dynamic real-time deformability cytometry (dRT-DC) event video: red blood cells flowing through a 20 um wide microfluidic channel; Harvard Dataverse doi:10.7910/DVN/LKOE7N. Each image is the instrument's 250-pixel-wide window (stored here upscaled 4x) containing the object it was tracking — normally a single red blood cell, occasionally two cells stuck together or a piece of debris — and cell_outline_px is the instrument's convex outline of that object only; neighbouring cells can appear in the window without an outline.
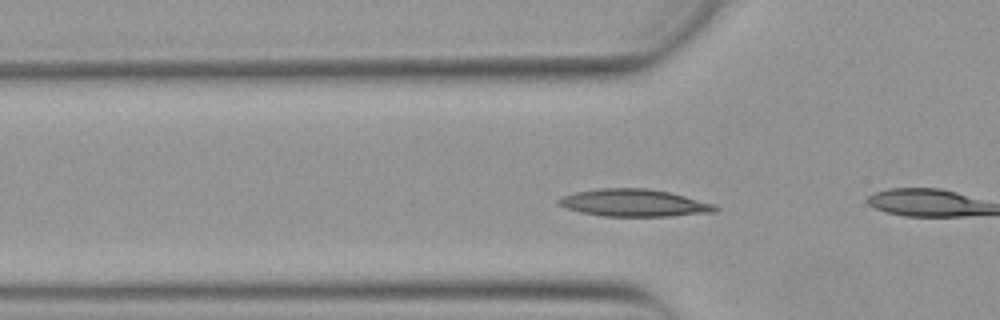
{"species": "Egyptian fruit bat (a non-hibernating species)", "species_latin": "Rousettus aegyptiacus", "temperature_condition": "warm", "stored_images_in_passage": 42, "camera_frame_rate_fps": 3000, "um_per_image_px": 0.085, "animal": {"sex": "female"}, "frame": {"image": 1, "passage_image": 11, "time_ms": 3.333, "image_size_px": [1000, 320], "cell_outline_px": [[720, 208], [716, 212], [668, 216], [604, 216], [580, 212], [556, 204], [556, 200], [564, 196], [576, 192], [596, 188], [648, 188], [668, 192], [684, 196], [712, 204]], "centroid_in_image_um": [53.86, 17.24], "position_along_channel_um": 71.9, "area_um2": 24.74}}
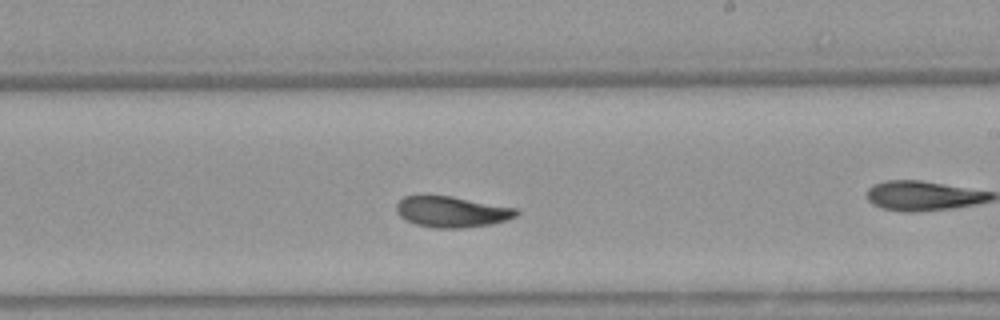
{"frame": {"image": 2, "passage_image": 25, "time_ms": 8.0, "image_size_px": [1000, 320], "cell_outline_px": [[520, 212], [516, 216], [492, 224], [464, 228], [436, 228], [416, 224], [400, 216], [396, 212], [396, 204], [404, 196], [452, 196], [516, 208]], "centroid_in_image_um": [38.41, 18.0], "position_along_channel_um": 250.6, "area_um2": 21.44}}
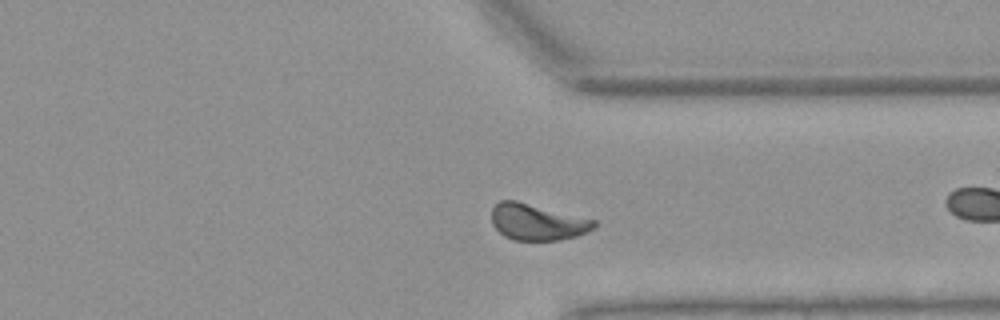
{"frame": {"image": 3, "passage_image": 34, "time_ms": 11.0, "image_size_px": [1000, 320], "cell_outline_px": [[596, 228], [588, 232], [576, 236], [560, 240], [512, 240], [504, 236], [492, 224], [492, 208], [500, 200], [516, 200], [596, 220]], "centroid_in_image_um": [45.68, 18.87], "position_along_channel_um": 365.7, "area_um2": 21.73}, "authors_computed_cell_mechanics": {"area_um2": 22.0507, "velocity_mm_per_s": 3.8431, "shape_relaxation_time_tau1_ms": 10.4915, "shape_relaxation_time_tau2_ms": 3.009, "deformation_change_tau1": 0.2437, "deformation_change_tau2": 0.0661}}